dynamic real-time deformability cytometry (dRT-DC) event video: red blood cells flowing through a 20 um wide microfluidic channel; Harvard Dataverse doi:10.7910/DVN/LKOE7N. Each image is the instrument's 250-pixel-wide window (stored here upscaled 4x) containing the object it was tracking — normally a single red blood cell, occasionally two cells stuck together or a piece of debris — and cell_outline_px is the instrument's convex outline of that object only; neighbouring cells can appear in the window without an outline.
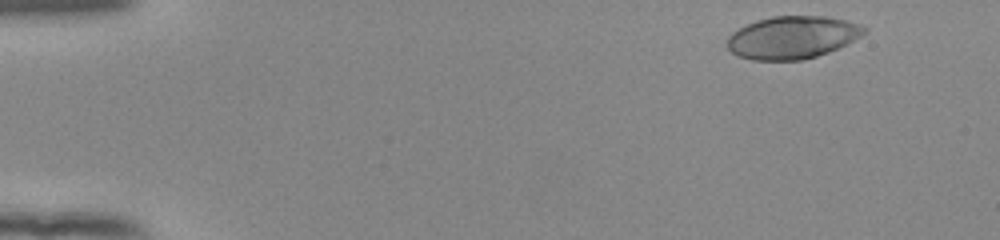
{"species": "human", "species_latin": "Homo sapiens", "temperature_condition": "room temperature", "stored_images_in_passage": 50, "camera_frame_rate_fps": 3000, "um_per_image_px": 0.085, "donor": {"sex": "female"}, "frame": {"image": 1, "passage_image": 2, "time_ms": 0.333, "image_size_px": [1000, 240], "cell_outline_px": [[868, 32], [828, 52], [804, 60], [752, 60], [736, 56], [728, 48], [728, 36], [732, 32], [756, 20], [772, 16], [824, 16], [844, 20], [860, 24], [868, 28]], "centroid_in_image_um": [67.34, 3.18], "position_along_channel_um": 17.7, "area_um2": 33.87}}
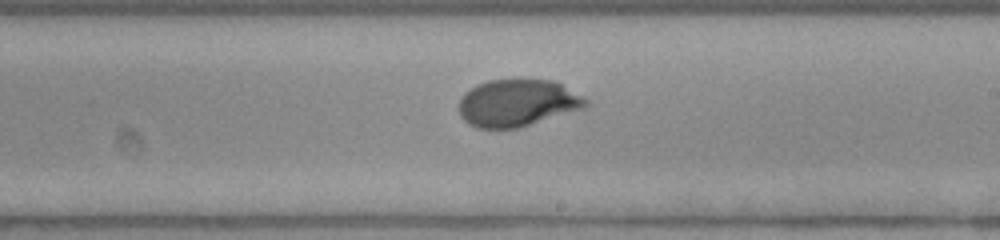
{"frame": {"image": 2, "passage_image": 29, "time_ms": 9.333, "image_size_px": [1000, 240], "cell_outline_px": [[588, 104], [584, 108], [520, 128], [476, 128], [468, 124], [460, 116], [460, 96], [464, 92], [476, 84], [488, 80], [556, 80], [588, 100]], "centroid_in_image_um": [43.97, 8.75], "position_along_channel_um": 245.0, "area_um2": 34.97}}
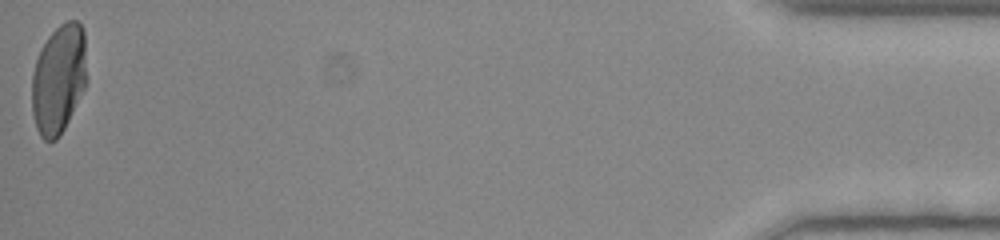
{"frame": {"image": 3, "passage_image": 50, "time_ms": 16.333, "image_size_px": [1000, 240], "cell_outline_px": [[84, 88], [60, 136], [56, 140], [44, 140], [40, 136], [36, 128], [32, 112], [32, 72], [40, 48], [48, 36], [60, 24], [68, 20], [76, 20], [84, 28]], "centroid_in_image_um": [4.94, 6.71], "position_along_channel_um": 430.3, "area_um2": 34.51}, "authors_computed_cell_mechanics": {"area_um2": 34.8245, "velocity_mm_per_s": 3.9076, "shape_relaxation_time_tau1_ms": 4.7415, "shape_relaxation_time_tau2_ms": null, "deformation_change_tau1": 0.2296, "deformation_change_tau2": null}}